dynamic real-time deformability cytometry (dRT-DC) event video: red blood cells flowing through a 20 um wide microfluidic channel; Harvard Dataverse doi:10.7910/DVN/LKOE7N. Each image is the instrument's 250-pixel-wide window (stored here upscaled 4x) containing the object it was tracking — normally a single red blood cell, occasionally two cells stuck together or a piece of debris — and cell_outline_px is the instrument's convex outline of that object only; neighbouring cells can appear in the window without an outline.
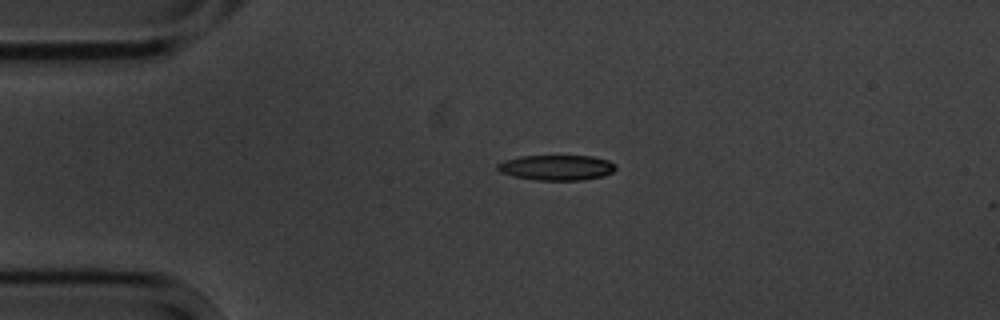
{"species": "common noctule bat (a hibernating species)", "species_latin": "Nyctalus noctula", "temperature_condition": "cold", "stored_images_in_passage": 2, "camera_frame_rate_fps": 3000, "um_per_image_px": 0.085, "animal": {"sex": "male", "body_mass_g": 20.1, "forearm_length_mm": 53.5}, "frame": {"image": 1, "passage_image": 1, "time_ms": 0.0, "image_size_px": [1000, 320], "cell_outline_px": [[616, 168], [612, 172], [604, 176], [584, 180], [536, 180], [512, 176], [500, 172], [496, 168], [496, 164], [504, 160], [520, 156], [592, 156], [608, 160], [616, 164]], "centroid_in_image_um": [47.3, 14.24], "position_along_channel_um": 37.7, "area_um2": 17.57}}